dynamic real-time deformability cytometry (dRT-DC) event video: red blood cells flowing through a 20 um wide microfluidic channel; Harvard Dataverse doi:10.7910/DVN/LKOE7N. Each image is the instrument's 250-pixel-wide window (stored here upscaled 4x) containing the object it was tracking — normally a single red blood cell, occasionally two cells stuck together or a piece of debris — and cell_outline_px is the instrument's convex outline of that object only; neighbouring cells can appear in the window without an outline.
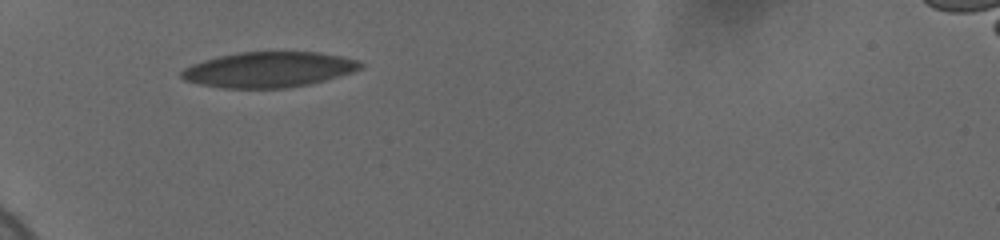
{"species": "human", "species_latin": "Homo sapiens", "temperature_condition": "cold", "stored_images_in_passage": 33, "camera_frame_rate_fps": 3000, "um_per_image_px": 0.085, "donor": {"sex": "female"}, "frame": {"image": 1, "passage_image": 1, "time_ms": 0.0, "image_size_px": [1000, 240], "cell_outline_px": [[364, 68], [352, 72], [324, 80], [308, 84], [288, 88], [224, 88], [200, 84], [184, 80], [180, 76], [180, 72], [184, 68], [192, 64], [204, 60], [220, 56], [240, 52], [320, 52], [360, 60], [364, 64]], "centroid_in_image_um": [22.86, 5.91], "position_along_channel_um": 62.1, "area_um2": 36.93}}
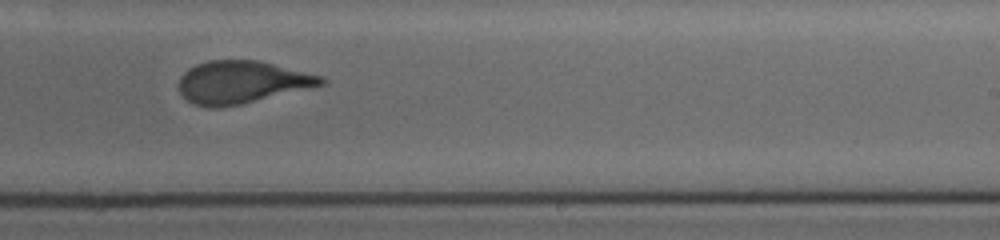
{"frame": {"image": 2, "passage_image": 19, "time_ms": 6.0, "image_size_px": [1000, 240], "cell_outline_px": [[328, 80], [324, 84], [240, 104], [216, 108], [192, 104], [180, 92], [180, 76], [188, 68], [196, 64], [208, 60], [256, 60], [324, 76]], "centroid_in_image_um": [20.53, 6.97], "position_along_channel_um": 268.5, "area_um2": 34.85}}
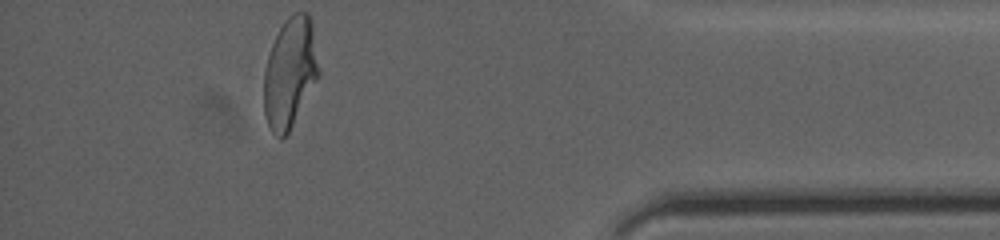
{"frame": {"image": 3, "passage_image": 33, "time_ms": 10.667, "image_size_px": [1000, 240], "cell_outline_px": [[320, 76], [288, 132], [280, 140], [272, 132], [268, 124], [264, 112], [264, 68], [272, 44], [284, 20], [292, 12], [308, 12], [312, 24], [320, 68]], "centroid_in_image_um": [24.66, 6.16], "position_along_channel_um": 410.5, "area_um2": 35.37}, "authors_computed_cell_mechanics": {"area_um2": 36.0094, "velocity_mm_per_s": 3.6935, "shape_relaxation_time_tau1_ms": 7.7065, "shape_relaxation_time_tau2_ms": 0.8012, "deformation_change_tau1": 0.2192, "deformation_change_tau2": 0.0592}}